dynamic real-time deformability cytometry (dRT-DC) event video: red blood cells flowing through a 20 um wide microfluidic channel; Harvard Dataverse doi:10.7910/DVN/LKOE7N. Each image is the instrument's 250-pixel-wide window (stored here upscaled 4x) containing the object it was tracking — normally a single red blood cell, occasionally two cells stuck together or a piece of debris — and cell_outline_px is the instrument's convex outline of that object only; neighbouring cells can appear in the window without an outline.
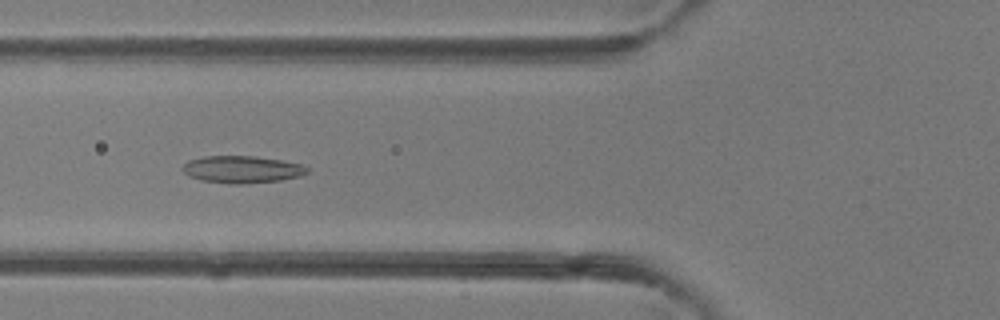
{"species": "common noctule bat (a hibernating species)", "species_latin": "Nyctalus noctula", "temperature_condition": "room temperature", "stored_images_in_passage": 5, "camera_frame_rate_fps": 3000, "um_per_image_px": 0.085, "animal": {"sex": "female"}, "frame": {"image": 1, "passage_image": 5, "time_ms": 5.333, "image_size_px": [1000, 320], "cell_outline_px": [[308, 172], [300, 176], [280, 180], [240, 184], [228, 184], [200, 180], [188, 176], [180, 168], [188, 160], [204, 156], [256, 156], [280, 160], [300, 164], [308, 168]], "centroid_in_image_um": [20.52, 14.4], "position_along_channel_um": 105.3, "area_um2": 19.77}}